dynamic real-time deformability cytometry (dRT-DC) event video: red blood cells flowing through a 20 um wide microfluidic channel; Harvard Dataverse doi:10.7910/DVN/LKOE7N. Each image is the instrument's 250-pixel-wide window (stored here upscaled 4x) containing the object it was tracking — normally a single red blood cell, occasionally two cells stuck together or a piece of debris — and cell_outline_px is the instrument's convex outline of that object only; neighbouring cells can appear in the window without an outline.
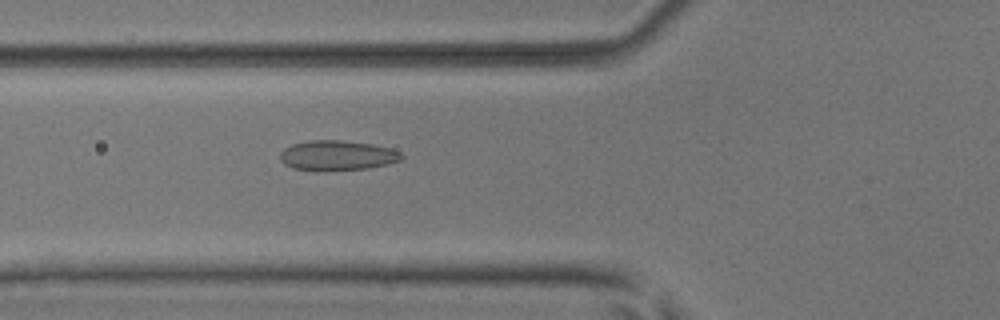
{"species": "common noctule bat (a hibernating species)", "species_latin": "Nyctalus noctula", "temperature_condition": "room temperature", "stored_images_in_passage": 44, "camera_frame_rate_fps": 3000, "um_per_image_px": 0.085, "animal": {"sex": "male", "body_mass_g": 17.9, "forearm_length_mm": 54.2}, "frame": {"image": 1, "passage_image": 11, "time_ms": 3.333, "image_size_px": [1000, 320], "cell_outline_px": [[404, 160], [388, 164], [368, 168], [292, 168], [284, 164], [280, 160], [280, 152], [284, 148], [292, 144], [308, 140], [340, 140], [372, 144], [392, 148], [400, 152], [404, 156]], "centroid_in_image_um": [28.71, 13.16], "position_along_channel_um": 97.1, "area_um2": 20.63}}
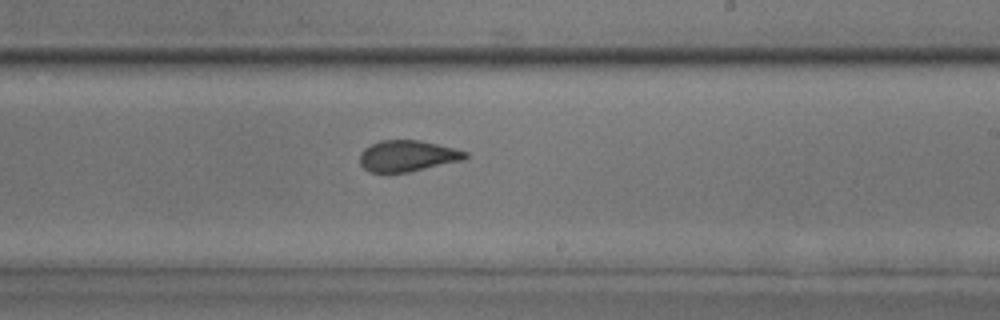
{"frame": {"image": 2, "passage_image": 23, "time_ms": 7.333, "image_size_px": [1000, 320], "cell_outline_px": [[468, 156], [464, 160], [408, 172], [372, 172], [364, 168], [360, 164], [360, 152], [364, 148], [380, 140], [420, 140], [468, 152]], "centroid_in_image_um": [34.63, 13.25], "position_along_channel_um": 254.4, "area_um2": 19.02}}
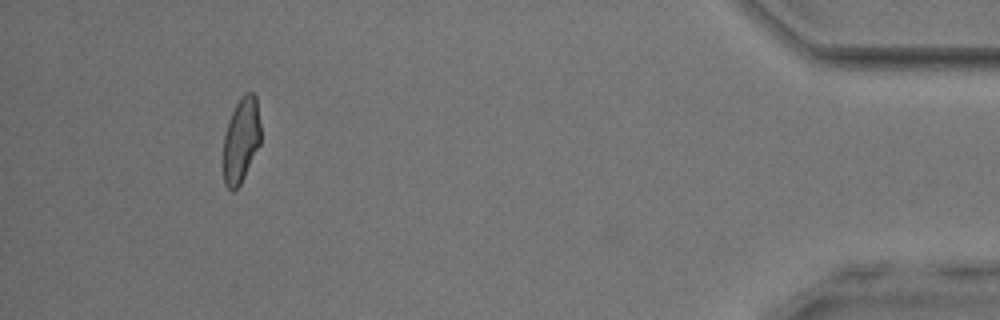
{"frame": {"image": 3, "passage_image": 40, "time_ms": 13.0, "image_size_px": [1000, 320], "cell_outline_px": [[260, 144], [240, 184], [232, 192], [224, 184], [224, 136], [228, 120], [236, 104], [244, 92], [252, 92], [256, 96], [260, 124]], "centroid_in_image_um": [20.49, 11.88], "position_along_channel_um": 414.7, "area_um2": 18.38}, "authors_computed_cell_mechanics": {"area_um2": 19.7387, "velocity_mm_per_s": 3.944, "shape_relaxation_time_tau1_ms": 8.9402, "shape_relaxation_time_tau2_ms": 1.0649, "deformation_change_tau1": 0.1784, "deformation_change_tau2": 0.0695}}